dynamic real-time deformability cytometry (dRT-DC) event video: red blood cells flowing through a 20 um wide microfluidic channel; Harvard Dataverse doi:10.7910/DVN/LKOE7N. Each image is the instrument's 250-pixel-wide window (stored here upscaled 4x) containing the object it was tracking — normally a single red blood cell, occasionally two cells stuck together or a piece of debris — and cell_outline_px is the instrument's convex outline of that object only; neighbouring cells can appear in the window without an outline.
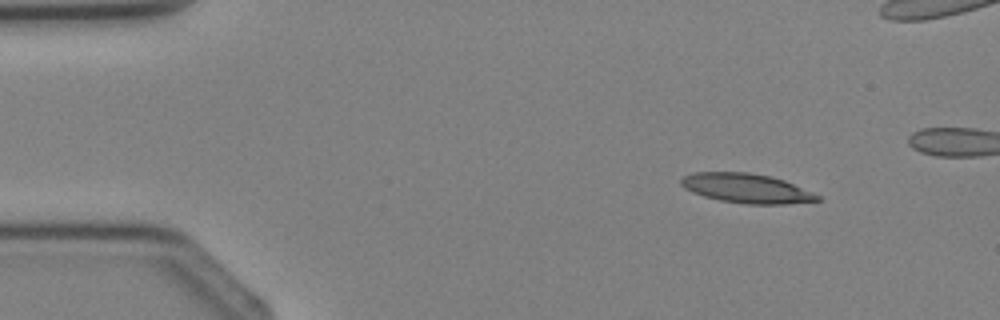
{"species": "Egyptian fruit bat (a non-hibernating species)", "species_latin": "Rousettus aegyptiacus", "temperature_condition": "cold", "stored_images_in_passage": 3, "camera_frame_rate_fps": 3000, "um_per_image_px": 0.085, "animal": {"sex": "female"}, "frame": {"image": 1, "passage_image": 1, "time_ms": 0.0, "image_size_px": [1000, 320], "cell_outline_px": [[820, 200], [788, 204], [748, 204], [720, 200], [704, 196], [692, 192], [684, 188], [680, 184], [680, 180], [684, 176], [692, 172], [748, 172], [772, 176], [784, 180], [812, 192], [820, 196]], "centroid_in_image_um": [63.43, 16.0], "position_along_channel_um": 21.6, "area_um2": 23.35}}